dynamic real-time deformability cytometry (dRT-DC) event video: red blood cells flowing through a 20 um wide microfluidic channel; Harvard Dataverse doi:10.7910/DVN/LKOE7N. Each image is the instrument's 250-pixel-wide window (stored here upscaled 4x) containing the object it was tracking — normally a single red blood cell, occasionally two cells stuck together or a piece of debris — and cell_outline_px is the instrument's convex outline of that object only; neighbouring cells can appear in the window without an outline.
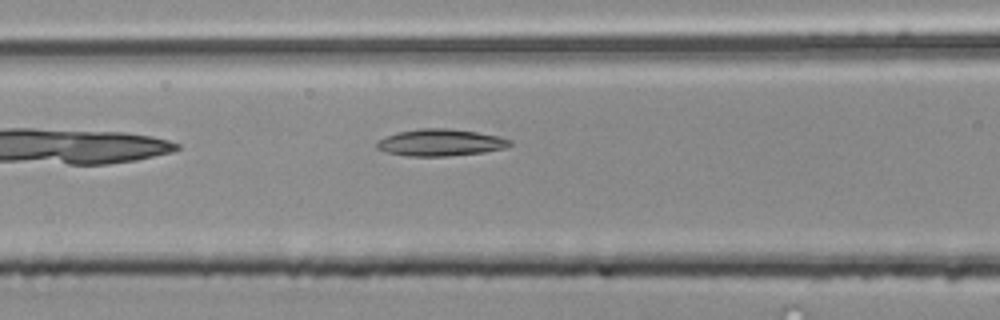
{"species": "common noctule bat (a hibernating species)", "species_latin": "Nyctalus noctula", "temperature_condition": "room temperature", "stored_images_in_passage": 28, "camera_frame_rate_fps": 3000, "um_per_image_px": 0.085, "animal": {"sex": "male", "body_mass_g": 20.4}, "frame": {"image": 1, "passage_image": 7, "time_ms": 2.0, "image_size_px": [1000, 320], "cell_outline_px": [[512, 144], [504, 148], [484, 152], [444, 156], [408, 156], [388, 152], [376, 148], [376, 144], [380, 140], [396, 132], [420, 128], [448, 128], [476, 132], [496, 136], [512, 140]], "centroid_in_image_um": [37.44, 12.11], "position_along_channel_um": 129.2, "area_um2": 20.58}}
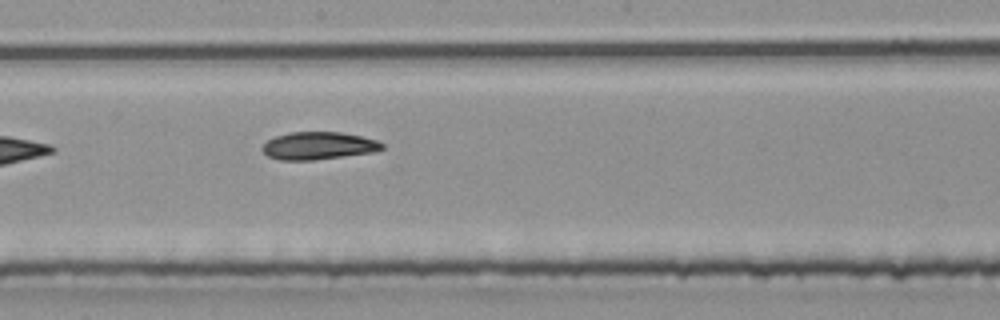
{"frame": {"image": 2, "passage_image": 14, "time_ms": 4.333, "image_size_px": [1000, 320], "cell_outline_px": [[384, 148], [372, 152], [312, 160], [280, 160], [268, 156], [260, 148], [268, 140], [276, 136], [288, 132], [340, 132], [360, 136], [376, 140], [384, 144]], "centroid_in_image_um": [27.04, 12.38], "position_along_channel_um": 221.2, "area_um2": 19.07}}
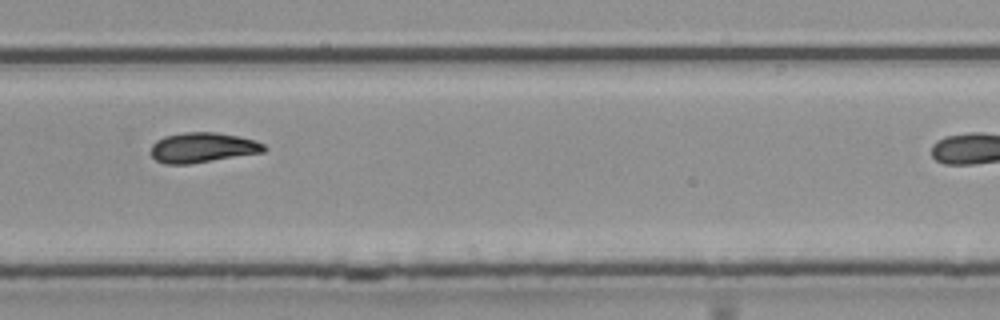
{"frame": {"image": 3, "passage_image": 21, "time_ms": 6.667, "image_size_px": [1000, 320], "cell_outline_px": [[268, 148], [264, 152], [188, 164], [164, 164], [156, 160], [148, 152], [152, 144], [156, 140], [164, 136], [184, 132], [216, 132], [240, 136], [256, 140], [264, 144]], "centroid_in_image_um": [17.2, 12.53], "position_along_channel_um": 312.6, "area_um2": 20.06}}